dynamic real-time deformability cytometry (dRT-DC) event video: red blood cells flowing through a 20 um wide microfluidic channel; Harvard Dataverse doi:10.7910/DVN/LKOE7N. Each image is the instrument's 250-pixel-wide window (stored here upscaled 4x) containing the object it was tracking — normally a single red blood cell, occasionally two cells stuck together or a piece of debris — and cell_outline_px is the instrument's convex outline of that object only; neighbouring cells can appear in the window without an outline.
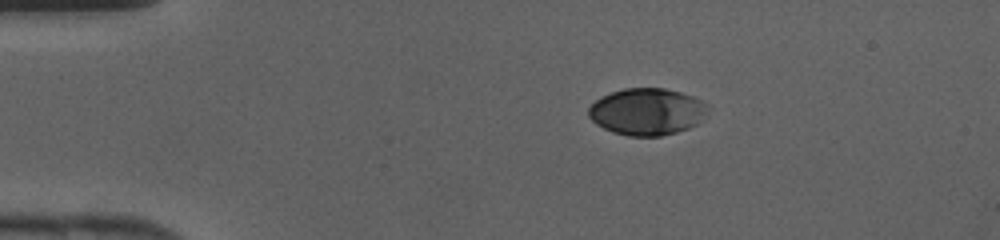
{"species": "human", "species_latin": "Homo sapiens", "temperature_condition": "cold", "stored_images_in_passage": 35, "camera_frame_rate_fps": 3000, "um_per_image_px": 0.085, "donor": {"sex": "female"}, "frame": {"image": 1, "passage_image": 1, "time_ms": 0.0, "image_size_px": [1000, 240], "cell_outline_px": [[708, 104], [696, 124], [688, 128], [676, 132], [660, 136], [628, 136], [612, 132], [596, 124], [588, 116], [588, 108], [600, 96], [624, 88], [664, 88], [680, 92], [692, 96]], "centroid_in_image_um": [54.93, 9.49], "position_along_channel_um": 30.1, "area_um2": 32.25}}
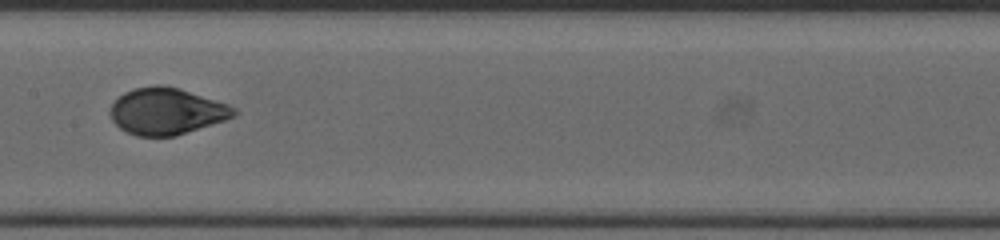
{"frame": {"image": 2, "passage_image": 15, "time_ms": 4.667, "image_size_px": [1000, 240], "cell_outline_px": [[240, 112], [236, 116], [176, 136], [136, 136], [120, 128], [112, 120], [108, 112], [112, 104], [124, 92], [136, 88], [156, 84], [164, 84], [180, 88], [228, 104], [236, 108]], "centroid_in_image_um": [14.17, 9.45], "position_along_channel_um": 193.2, "area_um2": 33.76}}
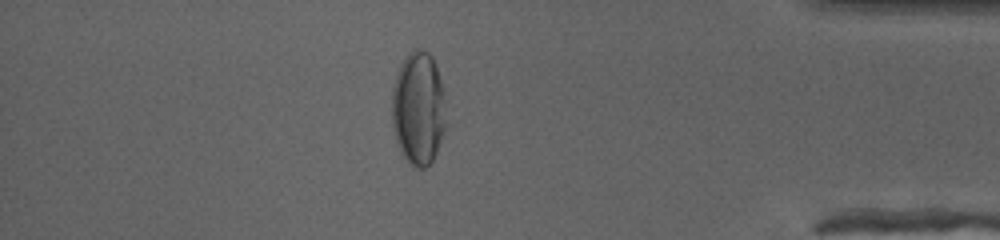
{"frame": {"image": 3, "passage_image": 30, "time_ms": 9.667, "image_size_px": [1000, 240], "cell_outline_px": [[452, 108], [436, 152], [432, 160], [424, 168], [416, 168], [408, 164], [400, 152], [396, 140], [392, 124], [392, 88], [396, 72], [404, 56], [408, 52], [416, 48], [428, 52], [432, 56], [436, 64]], "centroid_in_image_um": [35.62, 9.18], "position_along_channel_um": 399.6, "area_um2": 37.45}}